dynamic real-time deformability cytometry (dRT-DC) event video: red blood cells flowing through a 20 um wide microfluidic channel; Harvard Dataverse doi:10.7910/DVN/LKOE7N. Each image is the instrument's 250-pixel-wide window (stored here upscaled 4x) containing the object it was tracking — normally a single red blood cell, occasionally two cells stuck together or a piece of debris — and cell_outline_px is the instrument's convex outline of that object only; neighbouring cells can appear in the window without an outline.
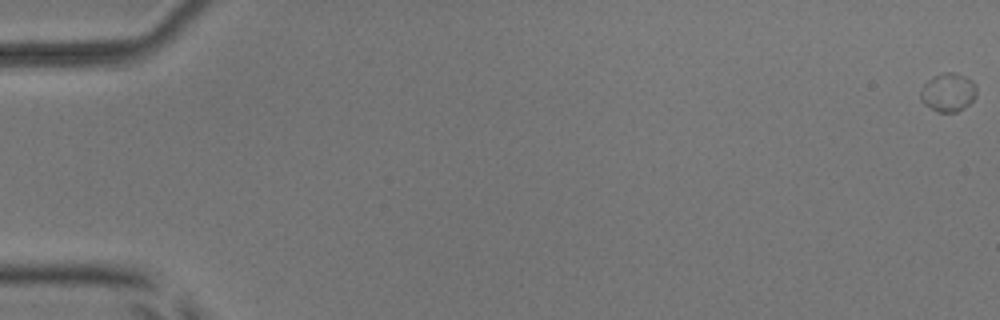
{"species": "common noctule bat (a hibernating species)", "species_latin": "Nyctalus noctula", "temperature_condition": "room temperature", "stored_images_in_passage": 57, "camera_frame_rate_fps": 3000, "um_per_image_px": 0.085, "animal": {"sex": "male", "body_mass_g": 17.9, "forearm_length_mm": 54.2}, "frame": {"image": 1, "passage_image": 1, "time_ms": 0.0, "image_size_px": [1000, 320], "cell_outline_px": [[976, 96], [964, 108], [956, 112], [936, 112], [924, 104], [920, 100], [920, 92], [924, 84], [932, 76], [944, 72], [952, 72], [964, 76], [972, 80], [976, 84]], "centroid_in_image_um": [80.58, 7.85], "position_along_channel_um": 4.4, "area_um2": 12.66}}
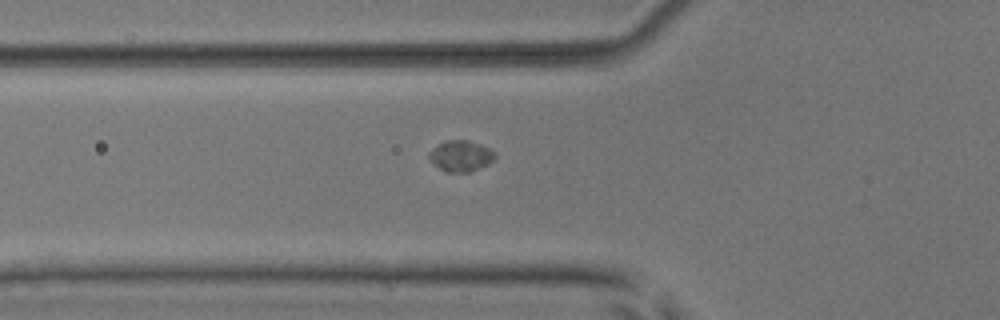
{"frame": {"image": 2, "passage_image": 22, "time_ms": 7.0, "image_size_px": [1000, 320], "cell_outline_px": [[496, 156], [488, 164], [468, 172], [448, 172], [440, 168], [428, 156], [428, 152], [432, 148], [444, 140], [468, 140], [492, 148], [496, 152]], "centroid_in_image_um": [39.19, 13.22], "position_along_channel_um": 86.6, "area_um2": 11.85}}
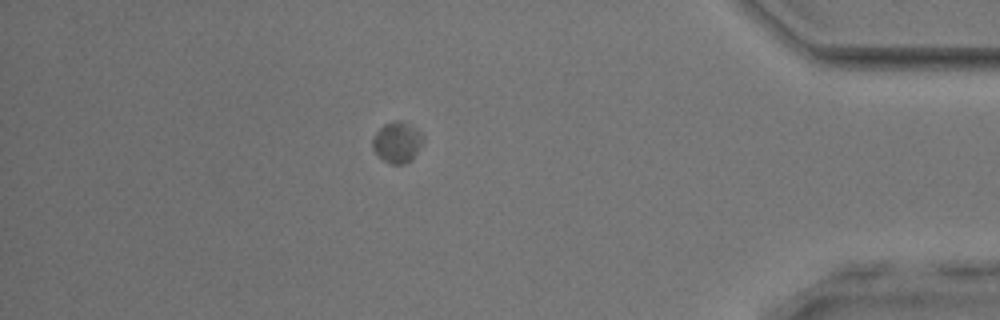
{"frame": {"image": 3, "passage_image": 50, "time_ms": 16.333, "image_size_px": [1000, 320], "cell_outline_px": [[424, 140], [416, 152], [404, 164], [392, 164], [384, 160], [372, 148], [372, 136], [384, 124], [396, 120], [400, 120], [416, 128], [424, 136]], "centroid_in_image_um": [33.74, 12.06], "position_along_channel_um": 401.5, "area_um2": 11.79}, "authors_computed_cell_mechanics": {"area_um2": 11.6756, "velocity_mm_per_s": 3.7739, "shape_relaxation_time_tau1_ms": 2.2662, "shape_relaxation_time_tau2_ms": null, "deformation_change_tau1": 0.0394, "deformation_change_tau2": null}}